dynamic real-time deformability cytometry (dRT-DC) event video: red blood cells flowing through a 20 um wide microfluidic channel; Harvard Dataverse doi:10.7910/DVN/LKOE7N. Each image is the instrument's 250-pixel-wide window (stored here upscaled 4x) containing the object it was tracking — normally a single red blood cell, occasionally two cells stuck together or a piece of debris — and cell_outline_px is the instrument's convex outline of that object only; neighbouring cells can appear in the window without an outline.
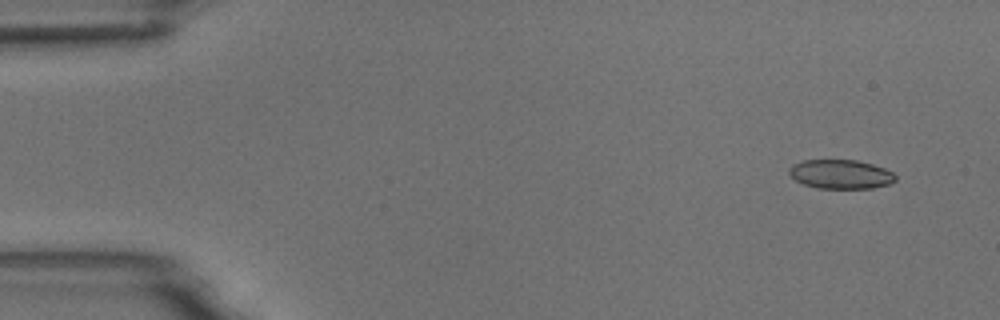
{"species": "common noctule bat (a hibernating species)", "species_latin": "Nyctalus noctula", "temperature_condition": "room temperature", "stored_images_in_passage": 15, "segment_of_instrument_passage": [1, 2], "camera_frame_rate_fps": 3000, "um_per_image_px": 0.085, "animal": {"sex": "male", "body_mass_g": 18.8}, "frame": {"image": 1, "passage_image": 1, "time_ms": 0.0, "image_size_px": [1000, 320], "cell_outline_px": [[896, 180], [888, 184], [872, 188], [816, 188], [804, 184], [796, 180], [788, 172], [788, 168], [792, 164], [804, 160], [856, 160], [872, 164], [884, 168], [892, 172], [896, 176]], "centroid_in_image_um": [71.44, 14.8], "position_along_channel_um": 13.6, "area_um2": 17.98}}
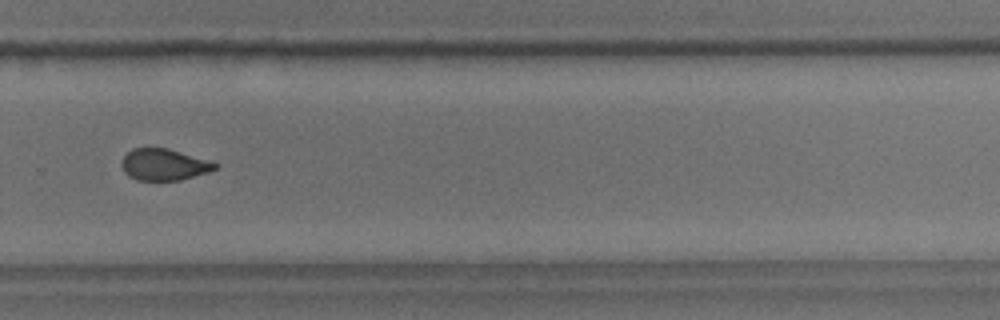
{"frame": {"image": 2, "passage_image": 10, "time_ms": 11.0, "image_size_px": [1000, 320], "cell_outline_px": [[220, 164], [216, 168], [208, 172], [180, 180], [136, 180], [128, 176], [124, 172], [120, 164], [120, 160], [132, 148], [168, 148], [212, 160]], "centroid_in_image_um": [13.94, 13.98], "position_along_channel_um": 315.9, "area_um2": 17.46}}
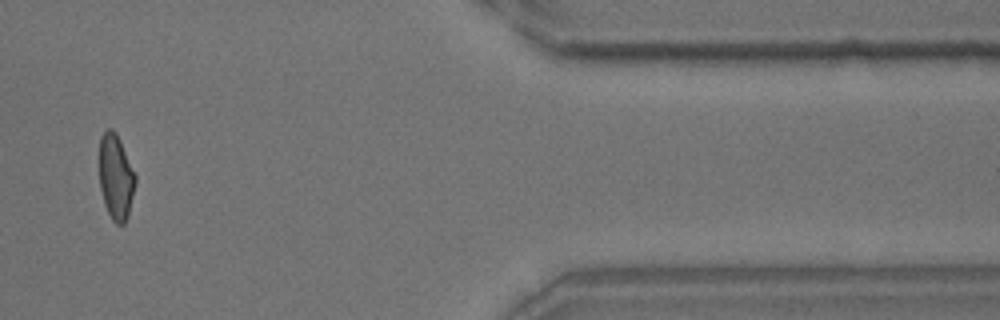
{"frame": {"image": 3, "passage_image": 12, "time_ms": 14.333, "image_size_px": [1000, 320], "cell_outline_px": [[136, 180], [128, 216], [124, 224], [116, 224], [112, 220], [104, 204], [100, 188], [100, 136], [108, 128], [112, 128], [116, 132], [120, 140], [136, 176]], "centroid_in_image_um": [9.84, 15.05], "position_along_channel_um": 401.6, "area_um2": 17.8}}